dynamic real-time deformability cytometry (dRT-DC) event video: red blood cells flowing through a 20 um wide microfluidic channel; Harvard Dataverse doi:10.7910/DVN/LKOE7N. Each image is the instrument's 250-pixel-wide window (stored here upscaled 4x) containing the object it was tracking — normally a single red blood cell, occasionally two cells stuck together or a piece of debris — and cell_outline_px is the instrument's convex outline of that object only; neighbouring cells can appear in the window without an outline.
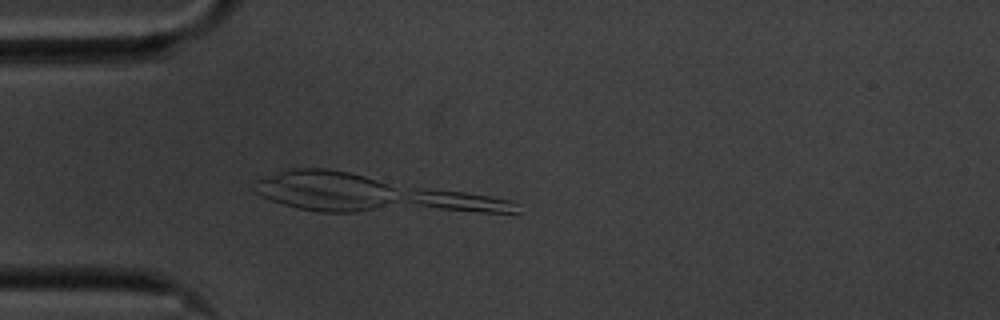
{"species": "common noctule bat (a hibernating species)", "species_latin": "Nyctalus noctula", "temperature_condition": "cold", "stored_images_in_passage": 9, "camera_frame_rate_fps": 3000, "um_per_image_px": 0.085, "animal": {"sex": "male", "body_mass_g": 20.1, "forearm_length_mm": 53.5}, "frame": {"image": 1, "passage_image": 9, "time_ms": 2.667, "image_size_px": [1000, 320], "cell_outline_px": [[520, 212], [484, 212], [440, 208], [420, 204], [408, 200], [408, 196], [416, 188], [424, 188], [464, 192], [512, 200], [520, 204]], "centroid_in_image_um": [39.31, 17.09], "position_along_channel_um": 45.7, "area_um2": 12.66}}